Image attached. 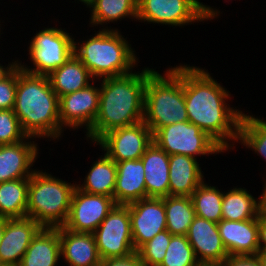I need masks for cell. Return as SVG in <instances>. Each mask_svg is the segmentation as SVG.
I'll use <instances>...</instances> for the list:
<instances>
[{
    "label": "cell",
    "instance_id": "obj_1",
    "mask_svg": "<svg viewBox=\"0 0 266 266\" xmlns=\"http://www.w3.org/2000/svg\"><path fill=\"white\" fill-rule=\"evenodd\" d=\"M229 92L211 76L208 69L184 64L188 121L206 132L225 151L235 149V142L239 143V125L243 114V111L228 104L231 99Z\"/></svg>",
    "mask_w": 266,
    "mask_h": 266
},
{
    "label": "cell",
    "instance_id": "obj_2",
    "mask_svg": "<svg viewBox=\"0 0 266 266\" xmlns=\"http://www.w3.org/2000/svg\"><path fill=\"white\" fill-rule=\"evenodd\" d=\"M99 109L87 140L95 143L106 132L143 121L147 67L128 75L101 79Z\"/></svg>",
    "mask_w": 266,
    "mask_h": 266
},
{
    "label": "cell",
    "instance_id": "obj_3",
    "mask_svg": "<svg viewBox=\"0 0 266 266\" xmlns=\"http://www.w3.org/2000/svg\"><path fill=\"white\" fill-rule=\"evenodd\" d=\"M13 111L28 137L59 140L63 136L64 130L59 120V97L52 89L48 76L31 74L17 66Z\"/></svg>",
    "mask_w": 266,
    "mask_h": 266
},
{
    "label": "cell",
    "instance_id": "obj_4",
    "mask_svg": "<svg viewBox=\"0 0 266 266\" xmlns=\"http://www.w3.org/2000/svg\"><path fill=\"white\" fill-rule=\"evenodd\" d=\"M121 34L117 28L99 29L85 41H74V54L97 82L128 75L138 65L134 48Z\"/></svg>",
    "mask_w": 266,
    "mask_h": 266
},
{
    "label": "cell",
    "instance_id": "obj_5",
    "mask_svg": "<svg viewBox=\"0 0 266 266\" xmlns=\"http://www.w3.org/2000/svg\"><path fill=\"white\" fill-rule=\"evenodd\" d=\"M160 74L147 67L143 122L154 134L159 128L188 121L184 98V65Z\"/></svg>",
    "mask_w": 266,
    "mask_h": 266
},
{
    "label": "cell",
    "instance_id": "obj_6",
    "mask_svg": "<svg viewBox=\"0 0 266 266\" xmlns=\"http://www.w3.org/2000/svg\"><path fill=\"white\" fill-rule=\"evenodd\" d=\"M43 170L29 178L26 217L41 227L57 228L65 224L76 182L71 184Z\"/></svg>",
    "mask_w": 266,
    "mask_h": 266
},
{
    "label": "cell",
    "instance_id": "obj_7",
    "mask_svg": "<svg viewBox=\"0 0 266 266\" xmlns=\"http://www.w3.org/2000/svg\"><path fill=\"white\" fill-rule=\"evenodd\" d=\"M219 13L220 10L199 0H137V20L148 24L184 27L214 20Z\"/></svg>",
    "mask_w": 266,
    "mask_h": 266
},
{
    "label": "cell",
    "instance_id": "obj_8",
    "mask_svg": "<svg viewBox=\"0 0 266 266\" xmlns=\"http://www.w3.org/2000/svg\"><path fill=\"white\" fill-rule=\"evenodd\" d=\"M74 40L65 28L44 27L32 37L28 47L29 60L34 66L22 61H18V66L31 74L49 76L74 54Z\"/></svg>",
    "mask_w": 266,
    "mask_h": 266
},
{
    "label": "cell",
    "instance_id": "obj_9",
    "mask_svg": "<svg viewBox=\"0 0 266 266\" xmlns=\"http://www.w3.org/2000/svg\"><path fill=\"white\" fill-rule=\"evenodd\" d=\"M153 141L168 155L197 156L226 152L214 139L189 121L178 122L159 128Z\"/></svg>",
    "mask_w": 266,
    "mask_h": 266
},
{
    "label": "cell",
    "instance_id": "obj_10",
    "mask_svg": "<svg viewBox=\"0 0 266 266\" xmlns=\"http://www.w3.org/2000/svg\"><path fill=\"white\" fill-rule=\"evenodd\" d=\"M101 258H122L135 251L128 205H115L93 233Z\"/></svg>",
    "mask_w": 266,
    "mask_h": 266
},
{
    "label": "cell",
    "instance_id": "obj_11",
    "mask_svg": "<svg viewBox=\"0 0 266 266\" xmlns=\"http://www.w3.org/2000/svg\"><path fill=\"white\" fill-rule=\"evenodd\" d=\"M152 142L151 129L142 121L106 132L95 145H99V148L117 163L140 159Z\"/></svg>",
    "mask_w": 266,
    "mask_h": 266
},
{
    "label": "cell",
    "instance_id": "obj_12",
    "mask_svg": "<svg viewBox=\"0 0 266 266\" xmlns=\"http://www.w3.org/2000/svg\"><path fill=\"white\" fill-rule=\"evenodd\" d=\"M115 205L113 197L88 194L76 187L63 227L73 232L93 234Z\"/></svg>",
    "mask_w": 266,
    "mask_h": 266
},
{
    "label": "cell",
    "instance_id": "obj_13",
    "mask_svg": "<svg viewBox=\"0 0 266 266\" xmlns=\"http://www.w3.org/2000/svg\"><path fill=\"white\" fill-rule=\"evenodd\" d=\"M96 80L84 89L59 97V120L64 130L86 129L88 133L96 119L99 101L100 85Z\"/></svg>",
    "mask_w": 266,
    "mask_h": 266
},
{
    "label": "cell",
    "instance_id": "obj_14",
    "mask_svg": "<svg viewBox=\"0 0 266 266\" xmlns=\"http://www.w3.org/2000/svg\"><path fill=\"white\" fill-rule=\"evenodd\" d=\"M135 251L158 233L166 230V213L162 198H145L128 204Z\"/></svg>",
    "mask_w": 266,
    "mask_h": 266
},
{
    "label": "cell",
    "instance_id": "obj_15",
    "mask_svg": "<svg viewBox=\"0 0 266 266\" xmlns=\"http://www.w3.org/2000/svg\"><path fill=\"white\" fill-rule=\"evenodd\" d=\"M186 236L200 264L222 265L228 257L216 222L196 215Z\"/></svg>",
    "mask_w": 266,
    "mask_h": 266
},
{
    "label": "cell",
    "instance_id": "obj_16",
    "mask_svg": "<svg viewBox=\"0 0 266 266\" xmlns=\"http://www.w3.org/2000/svg\"><path fill=\"white\" fill-rule=\"evenodd\" d=\"M35 138L10 145H0V183L15 179L30 178L36 169H32L39 156V146Z\"/></svg>",
    "mask_w": 266,
    "mask_h": 266
},
{
    "label": "cell",
    "instance_id": "obj_17",
    "mask_svg": "<svg viewBox=\"0 0 266 266\" xmlns=\"http://www.w3.org/2000/svg\"><path fill=\"white\" fill-rule=\"evenodd\" d=\"M42 227L31 218H5L0 263L19 266L33 237Z\"/></svg>",
    "mask_w": 266,
    "mask_h": 266
},
{
    "label": "cell",
    "instance_id": "obj_18",
    "mask_svg": "<svg viewBox=\"0 0 266 266\" xmlns=\"http://www.w3.org/2000/svg\"><path fill=\"white\" fill-rule=\"evenodd\" d=\"M228 255H256L258 246V218L244 221L222 219L217 223Z\"/></svg>",
    "mask_w": 266,
    "mask_h": 266
},
{
    "label": "cell",
    "instance_id": "obj_19",
    "mask_svg": "<svg viewBox=\"0 0 266 266\" xmlns=\"http://www.w3.org/2000/svg\"><path fill=\"white\" fill-rule=\"evenodd\" d=\"M61 245V258L68 266H100L94 234L70 231L57 227Z\"/></svg>",
    "mask_w": 266,
    "mask_h": 266
},
{
    "label": "cell",
    "instance_id": "obj_20",
    "mask_svg": "<svg viewBox=\"0 0 266 266\" xmlns=\"http://www.w3.org/2000/svg\"><path fill=\"white\" fill-rule=\"evenodd\" d=\"M116 167V186L113 193L116 205H128L147 198L141 159L117 162Z\"/></svg>",
    "mask_w": 266,
    "mask_h": 266
},
{
    "label": "cell",
    "instance_id": "obj_21",
    "mask_svg": "<svg viewBox=\"0 0 266 266\" xmlns=\"http://www.w3.org/2000/svg\"><path fill=\"white\" fill-rule=\"evenodd\" d=\"M140 159L145 172L147 198L169 196V155L153 141Z\"/></svg>",
    "mask_w": 266,
    "mask_h": 266
},
{
    "label": "cell",
    "instance_id": "obj_22",
    "mask_svg": "<svg viewBox=\"0 0 266 266\" xmlns=\"http://www.w3.org/2000/svg\"><path fill=\"white\" fill-rule=\"evenodd\" d=\"M197 159L182 155H169V195L191 197L196 188L204 181Z\"/></svg>",
    "mask_w": 266,
    "mask_h": 266
},
{
    "label": "cell",
    "instance_id": "obj_23",
    "mask_svg": "<svg viewBox=\"0 0 266 266\" xmlns=\"http://www.w3.org/2000/svg\"><path fill=\"white\" fill-rule=\"evenodd\" d=\"M60 260L59 230L42 227L33 237L19 266H57Z\"/></svg>",
    "mask_w": 266,
    "mask_h": 266
},
{
    "label": "cell",
    "instance_id": "obj_24",
    "mask_svg": "<svg viewBox=\"0 0 266 266\" xmlns=\"http://www.w3.org/2000/svg\"><path fill=\"white\" fill-rule=\"evenodd\" d=\"M222 219L244 221L258 218L264 211V192L256 198L246 189L233 187L223 192Z\"/></svg>",
    "mask_w": 266,
    "mask_h": 266
},
{
    "label": "cell",
    "instance_id": "obj_25",
    "mask_svg": "<svg viewBox=\"0 0 266 266\" xmlns=\"http://www.w3.org/2000/svg\"><path fill=\"white\" fill-rule=\"evenodd\" d=\"M48 77L58 97L84 89L95 80L75 54Z\"/></svg>",
    "mask_w": 266,
    "mask_h": 266
},
{
    "label": "cell",
    "instance_id": "obj_26",
    "mask_svg": "<svg viewBox=\"0 0 266 266\" xmlns=\"http://www.w3.org/2000/svg\"><path fill=\"white\" fill-rule=\"evenodd\" d=\"M116 162L105 153L92 163L84 182L76 187L88 194L106 195L113 197L116 186Z\"/></svg>",
    "mask_w": 266,
    "mask_h": 266
},
{
    "label": "cell",
    "instance_id": "obj_27",
    "mask_svg": "<svg viewBox=\"0 0 266 266\" xmlns=\"http://www.w3.org/2000/svg\"><path fill=\"white\" fill-rule=\"evenodd\" d=\"M90 8L91 27L101 26V29H111L110 22L116 23L125 18L136 19L137 22V0H93ZM104 24V26H103Z\"/></svg>",
    "mask_w": 266,
    "mask_h": 266
},
{
    "label": "cell",
    "instance_id": "obj_28",
    "mask_svg": "<svg viewBox=\"0 0 266 266\" xmlns=\"http://www.w3.org/2000/svg\"><path fill=\"white\" fill-rule=\"evenodd\" d=\"M29 178L0 183V217L25 218L28 205Z\"/></svg>",
    "mask_w": 266,
    "mask_h": 266
},
{
    "label": "cell",
    "instance_id": "obj_29",
    "mask_svg": "<svg viewBox=\"0 0 266 266\" xmlns=\"http://www.w3.org/2000/svg\"><path fill=\"white\" fill-rule=\"evenodd\" d=\"M162 199L166 213V230L171 235H187L196 216L191 197L169 195Z\"/></svg>",
    "mask_w": 266,
    "mask_h": 266
},
{
    "label": "cell",
    "instance_id": "obj_30",
    "mask_svg": "<svg viewBox=\"0 0 266 266\" xmlns=\"http://www.w3.org/2000/svg\"><path fill=\"white\" fill-rule=\"evenodd\" d=\"M203 181L192 193L191 199L197 216L219 223L222 220L223 192Z\"/></svg>",
    "mask_w": 266,
    "mask_h": 266
},
{
    "label": "cell",
    "instance_id": "obj_31",
    "mask_svg": "<svg viewBox=\"0 0 266 266\" xmlns=\"http://www.w3.org/2000/svg\"><path fill=\"white\" fill-rule=\"evenodd\" d=\"M238 141L266 161V121L255 115L242 114Z\"/></svg>",
    "mask_w": 266,
    "mask_h": 266
},
{
    "label": "cell",
    "instance_id": "obj_32",
    "mask_svg": "<svg viewBox=\"0 0 266 266\" xmlns=\"http://www.w3.org/2000/svg\"><path fill=\"white\" fill-rule=\"evenodd\" d=\"M193 248L186 235H172L160 266H198Z\"/></svg>",
    "mask_w": 266,
    "mask_h": 266
},
{
    "label": "cell",
    "instance_id": "obj_33",
    "mask_svg": "<svg viewBox=\"0 0 266 266\" xmlns=\"http://www.w3.org/2000/svg\"><path fill=\"white\" fill-rule=\"evenodd\" d=\"M171 234L164 230L141 246L136 252L145 266H160L165 258Z\"/></svg>",
    "mask_w": 266,
    "mask_h": 266
},
{
    "label": "cell",
    "instance_id": "obj_34",
    "mask_svg": "<svg viewBox=\"0 0 266 266\" xmlns=\"http://www.w3.org/2000/svg\"><path fill=\"white\" fill-rule=\"evenodd\" d=\"M27 137L13 109L0 110V145L16 144Z\"/></svg>",
    "mask_w": 266,
    "mask_h": 266
},
{
    "label": "cell",
    "instance_id": "obj_35",
    "mask_svg": "<svg viewBox=\"0 0 266 266\" xmlns=\"http://www.w3.org/2000/svg\"><path fill=\"white\" fill-rule=\"evenodd\" d=\"M17 67L0 81V110L13 109L16 99Z\"/></svg>",
    "mask_w": 266,
    "mask_h": 266
},
{
    "label": "cell",
    "instance_id": "obj_36",
    "mask_svg": "<svg viewBox=\"0 0 266 266\" xmlns=\"http://www.w3.org/2000/svg\"><path fill=\"white\" fill-rule=\"evenodd\" d=\"M221 266H261L257 255H228Z\"/></svg>",
    "mask_w": 266,
    "mask_h": 266
},
{
    "label": "cell",
    "instance_id": "obj_37",
    "mask_svg": "<svg viewBox=\"0 0 266 266\" xmlns=\"http://www.w3.org/2000/svg\"><path fill=\"white\" fill-rule=\"evenodd\" d=\"M100 266H145L137 254H133L122 258H108L101 260Z\"/></svg>",
    "mask_w": 266,
    "mask_h": 266
},
{
    "label": "cell",
    "instance_id": "obj_38",
    "mask_svg": "<svg viewBox=\"0 0 266 266\" xmlns=\"http://www.w3.org/2000/svg\"><path fill=\"white\" fill-rule=\"evenodd\" d=\"M258 246L259 251H266V212L258 217Z\"/></svg>",
    "mask_w": 266,
    "mask_h": 266
},
{
    "label": "cell",
    "instance_id": "obj_39",
    "mask_svg": "<svg viewBox=\"0 0 266 266\" xmlns=\"http://www.w3.org/2000/svg\"><path fill=\"white\" fill-rule=\"evenodd\" d=\"M14 61V62H13ZM10 62L7 66L0 64V81L4 80L17 66L19 60H14Z\"/></svg>",
    "mask_w": 266,
    "mask_h": 266
},
{
    "label": "cell",
    "instance_id": "obj_40",
    "mask_svg": "<svg viewBox=\"0 0 266 266\" xmlns=\"http://www.w3.org/2000/svg\"><path fill=\"white\" fill-rule=\"evenodd\" d=\"M256 255L261 266H266V251H258Z\"/></svg>",
    "mask_w": 266,
    "mask_h": 266
},
{
    "label": "cell",
    "instance_id": "obj_41",
    "mask_svg": "<svg viewBox=\"0 0 266 266\" xmlns=\"http://www.w3.org/2000/svg\"><path fill=\"white\" fill-rule=\"evenodd\" d=\"M4 228H5V218L0 217V244L3 239Z\"/></svg>",
    "mask_w": 266,
    "mask_h": 266
},
{
    "label": "cell",
    "instance_id": "obj_42",
    "mask_svg": "<svg viewBox=\"0 0 266 266\" xmlns=\"http://www.w3.org/2000/svg\"><path fill=\"white\" fill-rule=\"evenodd\" d=\"M265 184L263 185V192H264V211L266 212V180L264 182Z\"/></svg>",
    "mask_w": 266,
    "mask_h": 266
},
{
    "label": "cell",
    "instance_id": "obj_43",
    "mask_svg": "<svg viewBox=\"0 0 266 266\" xmlns=\"http://www.w3.org/2000/svg\"><path fill=\"white\" fill-rule=\"evenodd\" d=\"M78 1L82 2V4H84L85 6H87L86 8H88L93 0H78Z\"/></svg>",
    "mask_w": 266,
    "mask_h": 266
},
{
    "label": "cell",
    "instance_id": "obj_44",
    "mask_svg": "<svg viewBox=\"0 0 266 266\" xmlns=\"http://www.w3.org/2000/svg\"><path fill=\"white\" fill-rule=\"evenodd\" d=\"M198 266H221V265H215V264H199Z\"/></svg>",
    "mask_w": 266,
    "mask_h": 266
},
{
    "label": "cell",
    "instance_id": "obj_45",
    "mask_svg": "<svg viewBox=\"0 0 266 266\" xmlns=\"http://www.w3.org/2000/svg\"><path fill=\"white\" fill-rule=\"evenodd\" d=\"M0 266H14V265H11V264H2V263H0Z\"/></svg>",
    "mask_w": 266,
    "mask_h": 266
},
{
    "label": "cell",
    "instance_id": "obj_46",
    "mask_svg": "<svg viewBox=\"0 0 266 266\" xmlns=\"http://www.w3.org/2000/svg\"><path fill=\"white\" fill-rule=\"evenodd\" d=\"M0 22H1V20H0ZM0 27H1V24H0ZM3 33H1V28H0V36L2 35Z\"/></svg>",
    "mask_w": 266,
    "mask_h": 266
}]
</instances>
